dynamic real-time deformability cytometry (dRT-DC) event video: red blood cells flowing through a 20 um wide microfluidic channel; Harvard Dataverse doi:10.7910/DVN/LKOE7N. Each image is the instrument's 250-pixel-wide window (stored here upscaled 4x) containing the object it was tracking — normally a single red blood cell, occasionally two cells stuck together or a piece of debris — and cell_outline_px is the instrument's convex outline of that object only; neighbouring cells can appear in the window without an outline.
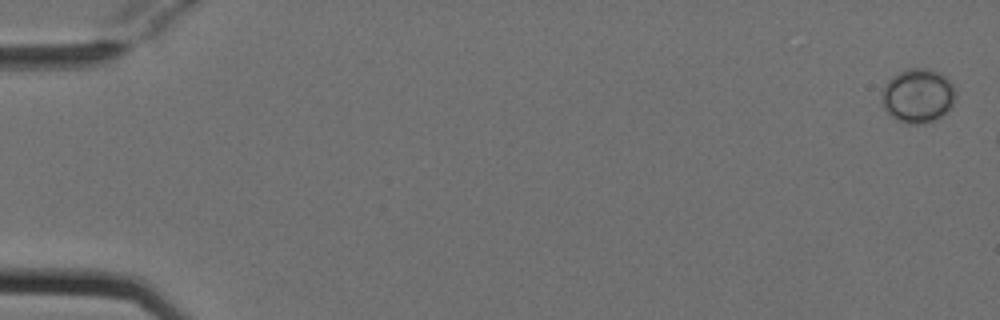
{"species": "Egyptian fruit bat (a non-hibernating species)", "species_latin": "Rousettus aegyptiacus", "temperature_condition": "cold", "stored_images_in_passage": 4, "camera_frame_rate_fps": 3000, "um_per_image_px": 0.085, "animal": {"sex": "female"}, "frame": {"image": 1, "passage_image": 1, "time_ms": 0.0, "image_size_px": [1000, 320], "cell_outline_px": [[956, 100], [952, 108], [948, 112], [924, 124], [908, 124], [896, 120], [884, 108], [884, 88], [888, 80], [892, 76], [908, 68], [928, 68], [940, 72], [956, 88]], "centroid_in_image_um": [78.09, 8.14], "position_along_channel_um": 6.9, "area_um2": 23.29}}